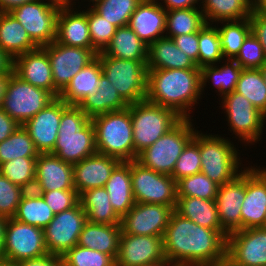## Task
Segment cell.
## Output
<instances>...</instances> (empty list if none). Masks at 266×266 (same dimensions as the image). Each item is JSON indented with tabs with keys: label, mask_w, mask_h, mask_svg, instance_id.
Returning <instances> with one entry per match:
<instances>
[{
	"label": "cell",
	"mask_w": 266,
	"mask_h": 266,
	"mask_svg": "<svg viewBox=\"0 0 266 266\" xmlns=\"http://www.w3.org/2000/svg\"><path fill=\"white\" fill-rule=\"evenodd\" d=\"M121 235L120 224H93L87 221L77 245L110 255L116 261Z\"/></svg>",
	"instance_id": "4316f807"
},
{
	"label": "cell",
	"mask_w": 266,
	"mask_h": 266,
	"mask_svg": "<svg viewBox=\"0 0 266 266\" xmlns=\"http://www.w3.org/2000/svg\"><path fill=\"white\" fill-rule=\"evenodd\" d=\"M177 197H197L215 200L219 185L204 173H196L176 181Z\"/></svg>",
	"instance_id": "bcb514c9"
},
{
	"label": "cell",
	"mask_w": 266,
	"mask_h": 266,
	"mask_svg": "<svg viewBox=\"0 0 266 266\" xmlns=\"http://www.w3.org/2000/svg\"><path fill=\"white\" fill-rule=\"evenodd\" d=\"M34 0H0V12H10L24 3Z\"/></svg>",
	"instance_id": "94428289"
},
{
	"label": "cell",
	"mask_w": 266,
	"mask_h": 266,
	"mask_svg": "<svg viewBox=\"0 0 266 266\" xmlns=\"http://www.w3.org/2000/svg\"><path fill=\"white\" fill-rule=\"evenodd\" d=\"M235 91L266 116V83L260 69H242Z\"/></svg>",
	"instance_id": "60d3db41"
},
{
	"label": "cell",
	"mask_w": 266,
	"mask_h": 266,
	"mask_svg": "<svg viewBox=\"0 0 266 266\" xmlns=\"http://www.w3.org/2000/svg\"><path fill=\"white\" fill-rule=\"evenodd\" d=\"M37 157H19L0 165V173L10 182L32 191L35 186Z\"/></svg>",
	"instance_id": "7bdbcfd3"
},
{
	"label": "cell",
	"mask_w": 266,
	"mask_h": 266,
	"mask_svg": "<svg viewBox=\"0 0 266 266\" xmlns=\"http://www.w3.org/2000/svg\"><path fill=\"white\" fill-rule=\"evenodd\" d=\"M102 75V66L99 58L96 57L71 79L69 84L60 93L59 98L67 105L77 106L83 98L97 91Z\"/></svg>",
	"instance_id": "f546056e"
},
{
	"label": "cell",
	"mask_w": 266,
	"mask_h": 266,
	"mask_svg": "<svg viewBox=\"0 0 266 266\" xmlns=\"http://www.w3.org/2000/svg\"><path fill=\"white\" fill-rule=\"evenodd\" d=\"M48 253L43 229L8 218L4 229L2 260L18 263Z\"/></svg>",
	"instance_id": "4fadbf2b"
},
{
	"label": "cell",
	"mask_w": 266,
	"mask_h": 266,
	"mask_svg": "<svg viewBox=\"0 0 266 266\" xmlns=\"http://www.w3.org/2000/svg\"><path fill=\"white\" fill-rule=\"evenodd\" d=\"M223 65H211L202 67L201 70V93H204L206 83L212 82V86L221 98L236 90L242 67L234 60L225 59Z\"/></svg>",
	"instance_id": "d590c367"
},
{
	"label": "cell",
	"mask_w": 266,
	"mask_h": 266,
	"mask_svg": "<svg viewBox=\"0 0 266 266\" xmlns=\"http://www.w3.org/2000/svg\"><path fill=\"white\" fill-rule=\"evenodd\" d=\"M7 219L0 216V260L3 258L4 229Z\"/></svg>",
	"instance_id": "e7e4bbea"
},
{
	"label": "cell",
	"mask_w": 266,
	"mask_h": 266,
	"mask_svg": "<svg viewBox=\"0 0 266 266\" xmlns=\"http://www.w3.org/2000/svg\"><path fill=\"white\" fill-rule=\"evenodd\" d=\"M86 222L87 216L80 201L74 207L54 214V218L43 229L48 253L63 256L76 246Z\"/></svg>",
	"instance_id": "5bb4252c"
},
{
	"label": "cell",
	"mask_w": 266,
	"mask_h": 266,
	"mask_svg": "<svg viewBox=\"0 0 266 266\" xmlns=\"http://www.w3.org/2000/svg\"><path fill=\"white\" fill-rule=\"evenodd\" d=\"M54 99L49 91L35 87L13 73L1 108L23 125Z\"/></svg>",
	"instance_id": "7c38bea8"
},
{
	"label": "cell",
	"mask_w": 266,
	"mask_h": 266,
	"mask_svg": "<svg viewBox=\"0 0 266 266\" xmlns=\"http://www.w3.org/2000/svg\"><path fill=\"white\" fill-rule=\"evenodd\" d=\"M227 236L174 211L163 236L166 260L175 266H208L226 254Z\"/></svg>",
	"instance_id": "6da1fadb"
},
{
	"label": "cell",
	"mask_w": 266,
	"mask_h": 266,
	"mask_svg": "<svg viewBox=\"0 0 266 266\" xmlns=\"http://www.w3.org/2000/svg\"><path fill=\"white\" fill-rule=\"evenodd\" d=\"M222 108L226 113L229 131L242 143H258L262 139L266 116L255 108L242 94L233 91L223 98Z\"/></svg>",
	"instance_id": "30bf717a"
},
{
	"label": "cell",
	"mask_w": 266,
	"mask_h": 266,
	"mask_svg": "<svg viewBox=\"0 0 266 266\" xmlns=\"http://www.w3.org/2000/svg\"><path fill=\"white\" fill-rule=\"evenodd\" d=\"M49 57L54 87L61 93L71 79L96 57L92 48L73 47L56 41L42 47Z\"/></svg>",
	"instance_id": "9a60e30c"
},
{
	"label": "cell",
	"mask_w": 266,
	"mask_h": 266,
	"mask_svg": "<svg viewBox=\"0 0 266 266\" xmlns=\"http://www.w3.org/2000/svg\"><path fill=\"white\" fill-rule=\"evenodd\" d=\"M192 121L191 118L182 119L168 133L142 151L137 161L155 172L171 176L177 159L195 134Z\"/></svg>",
	"instance_id": "52a82bcc"
},
{
	"label": "cell",
	"mask_w": 266,
	"mask_h": 266,
	"mask_svg": "<svg viewBox=\"0 0 266 266\" xmlns=\"http://www.w3.org/2000/svg\"><path fill=\"white\" fill-rule=\"evenodd\" d=\"M176 46L191 58L198 67V32L182 34L172 38Z\"/></svg>",
	"instance_id": "db71d44e"
},
{
	"label": "cell",
	"mask_w": 266,
	"mask_h": 266,
	"mask_svg": "<svg viewBox=\"0 0 266 266\" xmlns=\"http://www.w3.org/2000/svg\"><path fill=\"white\" fill-rule=\"evenodd\" d=\"M251 6H253L254 5V3H255V0H246Z\"/></svg>",
	"instance_id": "753ad0ef"
},
{
	"label": "cell",
	"mask_w": 266,
	"mask_h": 266,
	"mask_svg": "<svg viewBox=\"0 0 266 266\" xmlns=\"http://www.w3.org/2000/svg\"><path fill=\"white\" fill-rule=\"evenodd\" d=\"M120 162L117 158L95 153L73 165L74 187L78 195L89 189L105 187Z\"/></svg>",
	"instance_id": "cb8c5ba5"
},
{
	"label": "cell",
	"mask_w": 266,
	"mask_h": 266,
	"mask_svg": "<svg viewBox=\"0 0 266 266\" xmlns=\"http://www.w3.org/2000/svg\"><path fill=\"white\" fill-rule=\"evenodd\" d=\"M90 119L112 111H120L129 107V104L121 97L112 83L102 75L97 91L77 105Z\"/></svg>",
	"instance_id": "4dcf8cb0"
},
{
	"label": "cell",
	"mask_w": 266,
	"mask_h": 266,
	"mask_svg": "<svg viewBox=\"0 0 266 266\" xmlns=\"http://www.w3.org/2000/svg\"><path fill=\"white\" fill-rule=\"evenodd\" d=\"M157 1H160V0H157ZM161 1L165 3L163 4L159 2L166 11H170L174 9H187V8L198 7L199 6L198 4H200L201 6V3H202V0H161Z\"/></svg>",
	"instance_id": "680465c9"
},
{
	"label": "cell",
	"mask_w": 266,
	"mask_h": 266,
	"mask_svg": "<svg viewBox=\"0 0 266 266\" xmlns=\"http://www.w3.org/2000/svg\"><path fill=\"white\" fill-rule=\"evenodd\" d=\"M0 48L14 59L38 46L10 12H0Z\"/></svg>",
	"instance_id": "1f68e13d"
},
{
	"label": "cell",
	"mask_w": 266,
	"mask_h": 266,
	"mask_svg": "<svg viewBox=\"0 0 266 266\" xmlns=\"http://www.w3.org/2000/svg\"><path fill=\"white\" fill-rule=\"evenodd\" d=\"M166 10L157 0H142L130 17L128 26L148 46L164 37Z\"/></svg>",
	"instance_id": "d4e9b609"
},
{
	"label": "cell",
	"mask_w": 266,
	"mask_h": 266,
	"mask_svg": "<svg viewBox=\"0 0 266 266\" xmlns=\"http://www.w3.org/2000/svg\"><path fill=\"white\" fill-rule=\"evenodd\" d=\"M183 118L173 109L151 103L146 99L131 104L134 160L146 148L168 133Z\"/></svg>",
	"instance_id": "5b68a950"
},
{
	"label": "cell",
	"mask_w": 266,
	"mask_h": 266,
	"mask_svg": "<svg viewBox=\"0 0 266 266\" xmlns=\"http://www.w3.org/2000/svg\"><path fill=\"white\" fill-rule=\"evenodd\" d=\"M150 266H175V265H173L172 263H170L169 261L166 260L160 264L150 265Z\"/></svg>",
	"instance_id": "2644e50d"
},
{
	"label": "cell",
	"mask_w": 266,
	"mask_h": 266,
	"mask_svg": "<svg viewBox=\"0 0 266 266\" xmlns=\"http://www.w3.org/2000/svg\"><path fill=\"white\" fill-rule=\"evenodd\" d=\"M40 194L54 214L74 207L79 202L76 190H52Z\"/></svg>",
	"instance_id": "f5cc1de1"
},
{
	"label": "cell",
	"mask_w": 266,
	"mask_h": 266,
	"mask_svg": "<svg viewBox=\"0 0 266 266\" xmlns=\"http://www.w3.org/2000/svg\"><path fill=\"white\" fill-rule=\"evenodd\" d=\"M62 256L47 253L38 258H31L16 263L17 266H62Z\"/></svg>",
	"instance_id": "9f6ffc18"
},
{
	"label": "cell",
	"mask_w": 266,
	"mask_h": 266,
	"mask_svg": "<svg viewBox=\"0 0 266 266\" xmlns=\"http://www.w3.org/2000/svg\"><path fill=\"white\" fill-rule=\"evenodd\" d=\"M45 1L34 0L10 11L38 47L55 41L57 17L62 5L54 0Z\"/></svg>",
	"instance_id": "9c48e42d"
},
{
	"label": "cell",
	"mask_w": 266,
	"mask_h": 266,
	"mask_svg": "<svg viewBox=\"0 0 266 266\" xmlns=\"http://www.w3.org/2000/svg\"><path fill=\"white\" fill-rule=\"evenodd\" d=\"M14 59L0 48V73H14Z\"/></svg>",
	"instance_id": "91938a15"
},
{
	"label": "cell",
	"mask_w": 266,
	"mask_h": 266,
	"mask_svg": "<svg viewBox=\"0 0 266 266\" xmlns=\"http://www.w3.org/2000/svg\"><path fill=\"white\" fill-rule=\"evenodd\" d=\"M25 192L26 190L13 184L0 173V216L13 218Z\"/></svg>",
	"instance_id": "816d5d0a"
},
{
	"label": "cell",
	"mask_w": 266,
	"mask_h": 266,
	"mask_svg": "<svg viewBox=\"0 0 266 266\" xmlns=\"http://www.w3.org/2000/svg\"><path fill=\"white\" fill-rule=\"evenodd\" d=\"M102 53L119 59L147 61L148 45L126 25L117 28L111 42Z\"/></svg>",
	"instance_id": "e575fe53"
},
{
	"label": "cell",
	"mask_w": 266,
	"mask_h": 266,
	"mask_svg": "<svg viewBox=\"0 0 266 266\" xmlns=\"http://www.w3.org/2000/svg\"><path fill=\"white\" fill-rule=\"evenodd\" d=\"M33 140L20 125L6 140L0 143V165L19 157H38Z\"/></svg>",
	"instance_id": "ee69618b"
},
{
	"label": "cell",
	"mask_w": 266,
	"mask_h": 266,
	"mask_svg": "<svg viewBox=\"0 0 266 266\" xmlns=\"http://www.w3.org/2000/svg\"><path fill=\"white\" fill-rule=\"evenodd\" d=\"M266 218V168L245 167V198L241 207V230L264 228Z\"/></svg>",
	"instance_id": "ac0fdd59"
},
{
	"label": "cell",
	"mask_w": 266,
	"mask_h": 266,
	"mask_svg": "<svg viewBox=\"0 0 266 266\" xmlns=\"http://www.w3.org/2000/svg\"><path fill=\"white\" fill-rule=\"evenodd\" d=\"M12 74L13 73H0V108L2 107L3 99L5 97Z\"/></svg>",
	"instance_id": "6125c7cd"
},
{
	"label": "cell",
	"mask_w": 266,
	"mask_h": 266,
	"mask_svg": "<svg viewBox=\"0 0 266 266\" xmlns=\"http://www.w3.org/2000/svg\"><path fill=\"white\" fill-rule=\"evenodd\" d=\"M260 71L263 75L264 81L266 83V63L260 68Z\"/></svg>",
	"instance_id": "89a4df30"
},
{
	"label": "cell",
	"mask_w": 266,
	"mask_h": 266,
	"mask_svg": "<svg viewBox=\"0 0 266 266\" xmlns=\"http://www.w3.org/2000/svg\"><path fill=\"white\" fill-rule=\"evenodd\" d=\"M245 198V168L233 180L219 186L215 198L222 229L229 235L241 230V207Z\"/></svg>",
	"instance_id": "44dd1931"
},
{
	"label": "cell",
	"mask_w": 266,
	"mask_h": 266,
	"mask_svg": "<svg viewBox=\"0 0 266 266\" xmlns=\"http://www.w3.org/2000/svg\"><path fill=\"white\" fill-rule=\"evenodd\" d=\"M252 10L266 12V0H255Z\"/></svg>",
	"instance_id": "03108f58"
},
{
	"label": "cell",
	"mask_w": 266,
	"mask_h": 266,
	"mask_svg": "<svg viewBox=\"0 0 266 266\" xmlns=\"http://www.w3.org/2000/svg\"><path fill=\"white\" fill-rule=\"evenodd\" d=\"M225 136L200 133L201 172L219 186L242 172L240 153Z\"/></svg>",
	"instance_id": "8992f818"
},
{
	"label": "cell",
	"mask_w": 266,
	"mask_h": 266,
	"mask_svg": "<svg viewBox=\"0 0 266 266\" xmlns=\"http://www.w3.org/2000/svg\"><path fill=\"white\" fill-rule=\"evenodd\" d=\"M62 259L66 266H116L110 255L79 245L68 250Z\"/></svg>",
	"instance_id": "681fc988"
},
{
	"label": "cell",
	"mask_w": 266,
	"mask_h": 266,
	"mask_svg": "<svg viewBox=\"0 0 266 266\" xmlns=\"http://www.w3.org/2000/svg\"><path fill=\"white\" fill-rule=\"evenodd\" d=\"M97 153L95 128L88 115L70 105L61 116L57 140L51 154L75 165Z\"/></svg>",
	"instance_id": "3957f363"
},
{
	"label": "cell",
	"mask_w": 266,
	"mask_h": 266,
	"mask_svg": "<svg viewBox=\"0 0 266 266\" xmlns=\"http://www.w3.org/2000/svg\"><path fill=\"white\" fill-rule=\"evenodd\" d=\"M226 254L243 266H266V228H248L230 233Z\"/></svg>",
	"instance_id": "ffe728a7"
},
{
	"label": "cell",
	"mask_w": 266,
	"mask_h": 266,
	"mask_svg": "<svg viewBox=\"0 0 266 266\" xmlns=\"http://www.w3.org/2000/svg\"><path fill=\"white\" fill-rule=\"evenodd\" d=\"M201 93L200 69L147 70L146 100L173 109L183 119H190Z\"/></svg>",
	"instance_id": "7a4b0ae2"
},
{
	"label": "cell",
	"mask_w": 266,
	"mask_h": 266,
	"mask_svg": "<svg viewBox=\"0 0 266 266\" xmlns=\"http://www.w3.org/2000/svg\"><path fill=\"white\" fill-rule=\"evenodd\" d=\"M164 261L163 237L122 233L116 266H150Z\"/></svg>",
	"instance_id": "e0dca14e"
},
{
	"label": "cell",
	"mask_w": 266,
	"mask_h": 266,
	"mask_svg": "<svg viewBox=\"0 0 266 266\" xmlns=\"http://www.w3.org/2000/svg\"><path fill=\"white\" fill-rule=\"evenodd\" d=\"M54 1L61 3L62 5L68 4L70 2V0H54Z\"/></svg>",
	"instance_id": "8c879c8a"
},
{
	"label": "cell",
	"mask_w": 266,
	"mask_h": 266,
	"mask_svg": "<svg viewBox=\"0 0 266 266\" xmlns=\"http://www.w3.org/2000/svg\"><path fill=\"white\" fill-rule=\"evenodd\" d=\"M205 23L200 6L166 11L165 37L199 32Z\"/></svg>",
	"instance_id": "f35d334b"
},
{
	"label": "cell",
	"mask_w": 266,
	"mask_h": 266,
	"mask_svg": "<svg viewBox=\"0 0 266 266\" xmlns=\"http://www.w3.org/2000/svg\"><path fill=\"white\" fill-rule=\"evenodd\" d=\"M219 23L222 24L221 27H218V23L216 26L219 31L223 57L233 60L239 53L244 40L251 33L250 19L220 21Z\"/></svg>",
	"instance_id": "ab89813d"
},
{
	"label": "cell",
	"mask_w": 266,
	"mask_h": 266,
	"mask_svg": "<svg viewBox=\"0 0 266 266\" xmlns=\"http://www.w3.org/2000/svg\"><path fill=\"white\" fill-rule=\"evenodd\" d=\"M151 69H200L181 51L172 38L162 37L148 46L147 70Z\"/></svg>",
	"instance_id": "83f0119b"
},
{
	"label": "cell",
	"mask_w": 266,
	"mask_h": 266,
	"mask_svg": "<svg viewBox=\"0 0 266 266\" xmlns=\"http://www.w3.org/2000/svg\"><path fill=\"white\" fill-rule=\"evenodd\" d=\"M142 0H100L91 8L117 28L126 26Z\"/></svg>",
	"instance_id": "f6af8a7d"
},
{
	"label": "cell",
	"mask_w": 266,
	"mask_h": 266,
	"mask_svg": "<svg viewBox=\"0 0 266 266\" xmlns=\"http://www.w3.org/2000/svg\"><path fill=\"white\" fill-rule=\"evenodd\" d=\"M15 220L44 229L54 218V213L35 191H26L13 217Z\"/></svg>",
	"instance_id": "74e56055"
},
{
	"label": "cell",
	"mask_w": 266,
	"mask_h": 266,
	"mask_svg": "<svg viewBox=\"0 0 266 266\" xmlns=\"http://www.w3.org/2000/svg\"><path fill=\"white\" fill-rule=\"evenodd\" d=\"M97 57L103 75L128 104L146 99L147 61L119 59L104 55L102 52H99Z\"/></svg>",
	"instance_id": "ba28073f"
},
{
	"label": "cell",
	"mask_w": 266,
	"mask_h": 266,
	"mask_svg": "<svg viewBox=\"0 0 266 266\" xmlns=\"http://www.w3.org/2000/svg\"><path fill=\"white\" fill-rule=\"evenodd\" d=\"M52 190H76L73 165L51 153H40L36 158L35 186L37 193Z\"/></svg>",
	"instance_id": "7402d4cb"
},
{
	"label": "cell",
	"mask_w": 266,
	"mask_h": 266,
	"mask_svg": "<svg viewBox=\"0 0 266 266\" xmlns=\"http://www.w3.org/2000/svg\"><path fill=\"white\" fill-rule=\"evenodd\" d=\"M249 19L251 32L259 40L266 55V12L252 10Z\"/></svg>",
	"instance_id": "11a10c76"
},
{
	"label": "cell",
	"mask_w": 266,
	"mask_h": 266,
	"mask_svg": "<svg viewBox=\"0 0 266 266\" xmlns=\"http://www.w3.org/2000/svg\"><path fill=\"white\" fill-rule=\"evenodd\" d=\"M0 266H17L14 262H9L5 260H0Z\"/></svg>",
	"instance_id": "003e7915"
},
{
	"label": "cell",
	"mask_w": 266,
	"mask_h": 266,
	"mask_svg": "<svg viewBox=\"0 0 266 266\" xmlns=\"http://www.w3.org/2000/svg\"><path fill=\"white\" fill-rule=\"evenodd\" d=\"M68 4L61 5L56 28L55 41L67 46L92 48L87 10H77Z\"/></svg>",
	"instance_id": "484cf974"
},
{
	"label": "cell",
	"mask_w": 266,
	"mask_h": 266,
	"mask_svg": "<svg viewBox=\"0 0 266 266\" xmlns=\"http://www.w3.org/2000/svg\"><path fill=\"white\" fill-rule=\"evenodd\" d=\"M173 212L172 206L135 203L128 213L121 217V231L130 235L163 237Z\"/></svg>",
	"instance_id": "2e32d148"
},
{
	"label": "cell",
	"mask_w": 266,
	"mask_h": 266,
	"mask_svg": "<svg viewBox=\"0 0 266 266\" xmlns=\"http://www.w3.org/2000/svg\"><path fill=\"white\" fill-rule=\"evenodd\" d=\"M87 20L92 49L97 54L103 52L111 42L117 27L97 14L89 5L87 7Z\"/></svg>",
	"instance_id": "c3c4849f"
},
{
	"label": "cell",
	"mask_w": 266,
	"mask_h": 266,
	"mask_svg": "<svg viewBox=\"0 0 266 266\" xmlns=\"http://www.w3.org/2000/svg\"><path fill=\"white\" fill-rule=\"evenodd\" d=\"M69 106L59 97L55 98L44 109L22 125L29 133L39 154L51 153L53 151L62 113Z\"/></svg>",
	"instance_id": "d6986e66"
},
{
	"label": "cell",
	"mask_w": 266,
	"mask_h": 266,
	"mask_svg": "<svg viewBox=\"0 0 266 266\" xmlns=\"http://www.w3.org/2000/svg\"><path fill=\"white\" fill-rule=\"evenodd\" d=\"M87 1H89V0H87ZM98 1H100V0H90L89 2H90V4H91V2H92V4H91V6H93L95 3H97ZM74 3H76V2H74L73 0H70V2L68 3V5L70 6V7H75V5L76 4H74ZM74 5V6H73Z\"/></svg>",
	"instance_id": "a7ac6f4b"
},
{
	"label": "cell",
	"mask_w": 266,
	"mask_h": 266,
	"mask_svg": "<svg viewBox=\"0 0 266 266\" xmlns=\"http://www.w3.org/2000/svg\"><path fill=\"white\" fill-rule=\"evenodd\" d=\"M208 266H243V265L236 263L232 258H230L227 254H225L220 260Z\"/></svg>",
	"instance_id": "be15d7a7"
},
{
	"label": "cell",
	"mask_w": 266,
	"mask_h": 266,
	"mask_svg": "<svg viewBox=\"0 0 266 266\" xmlns=\"http://www.w3.org/2000/svg\"><path fill=\"white\" fill-rule=\"evenodd\" d=\"M132 191L136 203L161 204L175 209L176 181L170 176L131 161Z\"/></svg>",
	"instance_id": "8fae6325"
},
{
	"label": "cell",
	"mask_w": 266,
	"mask_h": 266,
	"mask_svg": "<svg viewBox=\"0 0 266 266\" xmlns=\"http://www.w3.org/2000/svg\"><path fill=\"white\" fill-rule=\"evenodd\" d=\"M205 23L198 32V68L221 64L225 59L216 25ZM223 60V61H222Z\"/></svg>",
	"instance_id": "b9f144b4"
},
{
	"label": "cell",
	"mask_w": 266,
	"mask_h": 266,
	"mask_svg": "<svg viewBox=\"0 0 266 266\" xmlns=\"http://www.w3.org/2000/svg\"><path fill=\"white\" fill-rule=\"evenodd\" d=\"M200 172V131L196 130L193 138L187 143L177 159L171 177L177 181Z\"/></svg>",
	"instance_id": "7dc6e473"
},
{
	"label": "cell",
	"mask_w": 266,
	"mask_h": 266,
	"mask_svg": "<svg viewBox=\"0 0 266 266\" xmlns=\"http://www.w3.org/2000/svg\"><path fill=\"white\" fill-rule=\"evenodd\" d=\"M174 211L199 226L216 231H224L221 227L215 200L197 197H177Z\"/></svg>",
	"instance_id": "d6a6232c"
},
{
	"label": "cell",
	"mask_w": 266,
	"mask_h": 266,
	"mask_svg": "<svg viewBox=\"0 0 266 266\" xmlns=\"http://www.w3.org/2000/svg\"><path fill=\"white\" fill-rule=\"evenodd\" d=\"M13 70L22 80L49 91L55 98L59 97L60 92L54 87L49 57L42 47L15 57Z\"/></svg>",
	"instance_id": "603a6c76"
},
{
	"label": "cell",
	"mask_w": 266,
	"mask_h": 266,
	"mask_svg": "<svg viewBox=\"0 0 266 266\" xmlns=\"http://www.w3.org/2000/svg\"><path fill=\"white\" fill-rule=\"evenodd\" d=\"M87 221L93 224H120L121 217L113 209L105 187L86 190L79 196Z\"/></svg>",
	"instance_id": "836d02e7"
},
{
	"label": "cell",
	"mask_w": 266,
	"mask_h": 266,
	"mask_svg": "<svg viewBox=\"0 0 266 266\" xmlns=\"http://www.w3.org/2000/svg\"><path fill=\"white\" fill-rule=\"evenodd\" d=\"M233 60L243 69H260L266 63L263 47L252 32L244 40L239 53Z\"/></svg>",
	"instance_id": "f907efd6"
},
{
	"label": "cell",
	"mask_w": 266,
	"mask_h": 266,
	"mask_svg": "<svg viewBox=\"0 0 266 266\" xmlns=\"http://www.w3.org/2000/svg\"><path fill=\"white\" fill-rule=\"evenodd\" d=\"M20 124L0 108V143L14 133Z\"/></svg>",
	"instance_id": "6f0895ef"
},
{
	"label": "cell",
	"mask_w": 266,
	"mask_h": 266,
	"mask_svg": "<svg viewBox=\"0 0 266 266\" xmlns=\"http://www.w3.org/2000/svg\"><path fill=\"white\" fill-rule=\"evenodd\" d=\"M91 121L95 128L97 153L120 161L134 160L131 104L124 110L93 117Z\"/></svg>",
	"instance_id": "277c9868"
},
{
	"label": "cell",
	"mask_w": 266,
	"mask_h": 266,
	"mask_svg": "<svg viewBox=\"0 0 266 266\" xmlns=\"http://www.w3.org/2000/svg\"><path fill=\"white\" fill-rule=\"evenodd\" d=\"M201 5L205 22L209 24L244 20L252 12V6L246 0H202Z\"/></svg>",
	"instance_id": "8d00e7d4"
},
{
	"label": "cell",
	"mask_w": 266,
	"mask_h": 266,
	"mask_svg": "<svg viewBox=\"0 0 266 266\" xmlns=\"http://www.w3.org/2000/svg\"><path fill=\"white\" fill-rule=\"evenodd\" d=\"M105 189L116 213L120 217L127 214L136 203L132 191L131 161H121L115 167Z\"/></svg>",
	"instance_id": "f1b7e54d"
}]
</instances>
